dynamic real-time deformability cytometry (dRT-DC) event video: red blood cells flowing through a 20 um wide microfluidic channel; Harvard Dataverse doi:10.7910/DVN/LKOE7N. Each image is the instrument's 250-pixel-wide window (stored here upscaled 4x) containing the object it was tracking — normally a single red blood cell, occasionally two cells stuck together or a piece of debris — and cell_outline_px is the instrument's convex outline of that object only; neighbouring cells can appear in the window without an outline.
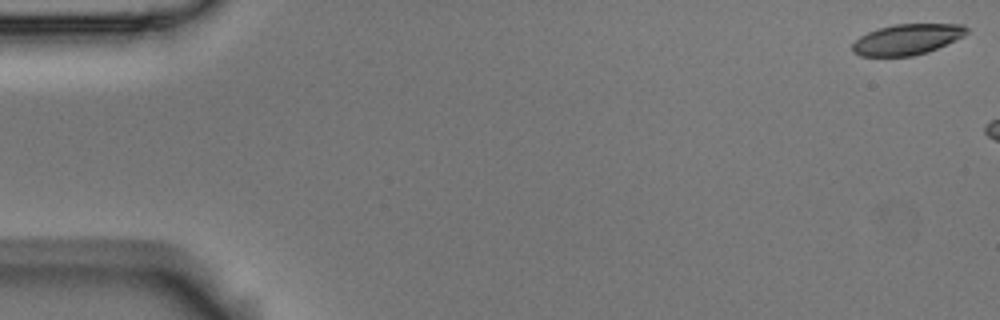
{"species": "Egyptian fruit bat (a non-hibernating species)", "species_latin": "Rousettus aegyptiacus", "temperature_condition": "room temperature", "stored_images_in_passage": 7, "camera_frame_rate_fps": 3000, "um_per_image_px": 0.085, "animal": {"sex": "male"}, "frame": {"image": 1, "passage_image": 1, "time_ms": 0.0, "image_size_px": [1000, 320], "cell_outline_px": [[968, 32], [964, 36], [928, 52], [912, 56], [860, 56], [852, 52], [852, 44], [860, 36], [868, 32], [880, 28], [896, 24], [964, 24], [968, 28]], "centroid_in_image_um": [77.11, 3.35], "position_along_channel_um": 7.9, "area_um2": 20.4}}